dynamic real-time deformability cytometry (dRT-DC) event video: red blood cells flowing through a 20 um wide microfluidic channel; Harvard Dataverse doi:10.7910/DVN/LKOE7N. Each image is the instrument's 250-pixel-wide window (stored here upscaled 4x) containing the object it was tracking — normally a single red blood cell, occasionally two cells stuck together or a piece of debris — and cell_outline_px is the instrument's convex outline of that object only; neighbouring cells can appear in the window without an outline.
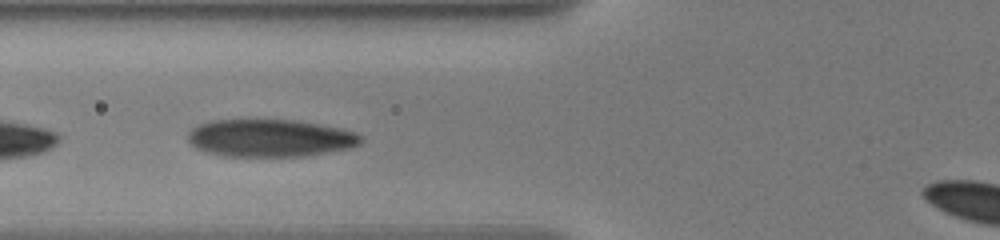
{"species": "human", "species_latin": "Homo sapiens", "temperature_condition": "warm", "stored_images_in_passage": 36, "camera_frame_rate_fps": 3000, "um_per_image_px": 0.085, "donor": {"sex": "male"}, "frame": {"image": 1, "passage_image": 8, "time_ms": 3.333, "image_size_px": [1000, 240], "cell_outline_px": [[364, 140], [360, 144], [348, 148], [328, 152], [304, 156], [224, 156], [208, 152], [196, 148], [188, 140], [188, 136], [192, 128], [200, 124], [216, 120], [296, 120], [340, 128], [356, 132]], "centroid_in_image_um": [22.98, 11.74], "position_along_channel_um": 102.8, "area_um2": 37.57}}
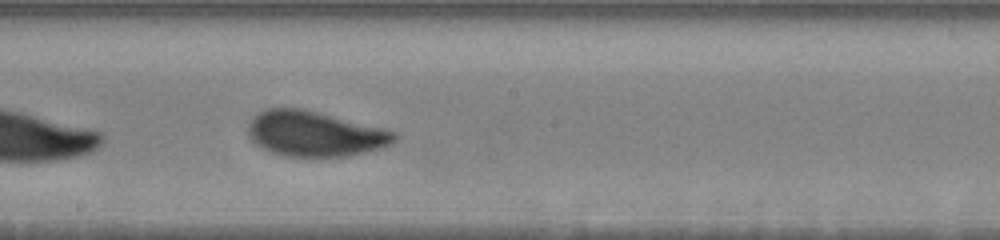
{"frame": {"image": 2, "passage_image": 19, "time_ms": 6.667, "image_size_px": [1000, 240], "cell_outline_px": [[396, 140], [392, 144], [384, 148], [348, 156], [284, 156], [272, 152], [256, 144], [252, 140], [248, 132], [252, 120], [264, 108], [300, 108], [384, 128], [396, 132]], "centroid_in_image_um": [26.81, 11.38], "position_along_channel_um": 221.4, "area_um2": 38.21}}
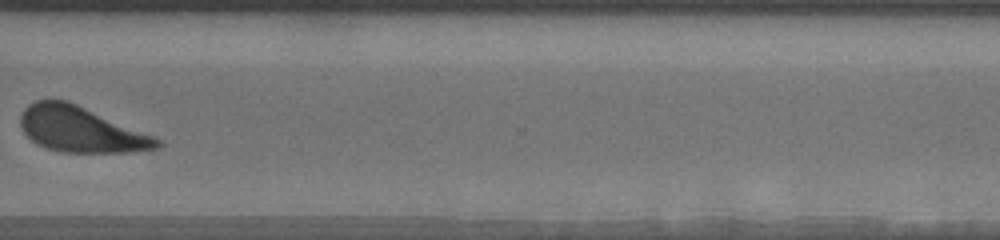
{"frame": {"image": 3, "passage_image": 31, "time_ms": 10.667, "image_size_px": [1000, 240], "cell_outline_px": [[164, 144], [160, 148], [132, 152], [64, 152], [48, 148], [36, 144], [24, 132], [20, 124], [20, 116], [24, 108], [28, 104], [36, 100], [68, 100], [156, 136]], "centroid_in_image_um": [6.92, 11.0], "position_along_channel_um": 363.7, "area_um2": 36.47}, "authors_computed_cell_mechanics": {"area_um2": 38.7549, "velocity_mm_per_s": 3.5545, "shape_relaxation_time_tau1_ms": 2.82, "shape_relaxation_time_tau2_ms": 0.8226, "deformation_change_tau1": 0.1392, "deformation_change_tau2": 0.0671}}